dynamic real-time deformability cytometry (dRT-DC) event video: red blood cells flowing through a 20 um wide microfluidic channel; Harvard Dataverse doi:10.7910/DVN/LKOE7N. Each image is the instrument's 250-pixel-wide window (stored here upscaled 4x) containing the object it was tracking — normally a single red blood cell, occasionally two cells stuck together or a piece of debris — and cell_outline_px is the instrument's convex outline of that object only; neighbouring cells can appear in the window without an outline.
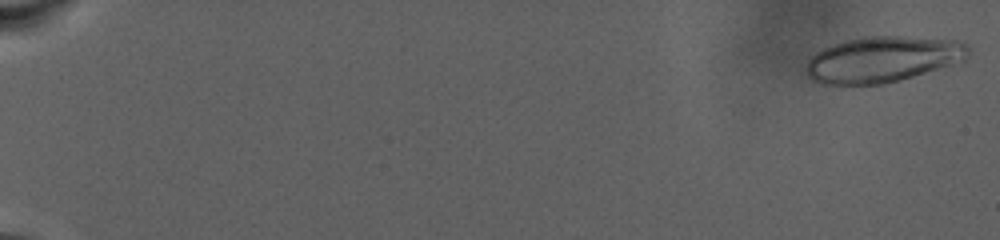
{"species": "human", "species_latin": "Homo sapiens", "temperature_condition": "warm", "stored_images_in_passage": 88, "camera_frame_rate_fps": 3000, "um_per_image_px": 0.085, "donor": {"sex": "male"}, "frame": {"image": 1, "passage_image": 2, "time_ms": 0.333, "image_size_px": [1000, 240], "cell_outline_px": [[968, 56], [964, 60], [952, 64], [900, 80], [884, 84], [820, 84], [812, 80], [804, 72], [804, 68], [808, 60], [816, 52], [832, 44], [844, 40], [864, 36], [904, 36], [956, 40], [968, 44]], "centroid_in_image_um": [74.98, 5.04], "position_along_channel_um": 10.0, "area_um2": 43.47}}
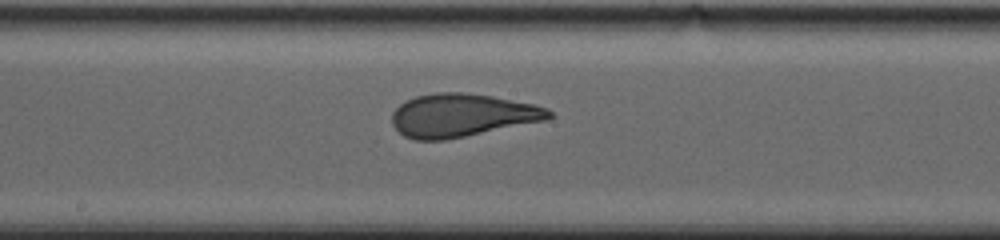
{"frame": {"image": 2, "passage_image": 52, "time_ms": 17.0, "image_size_px": [1000, 240], "cell_outline_px": [[552, 116], [548, 120], [444, 140], [416, 140], [404, 136], [392, 124], [392, 112], [400, 104], [416, 96], [436, 92], [460, 92], [492, 96], [536, 104], [548, 108], [552, 112]], "centroid_in_image_um": [39.29, 9.8], "position_along_channel_um": 208.9, "area_um2": 39.42}}
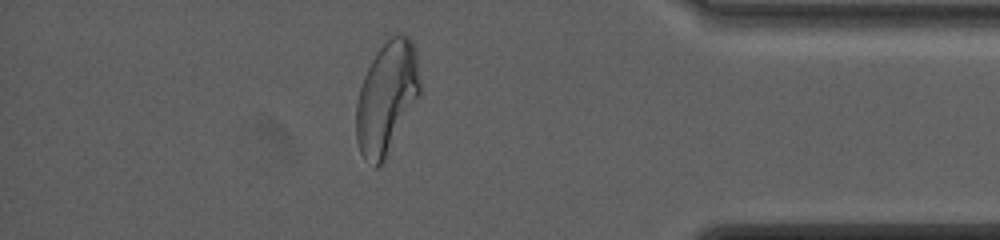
{"frame": {"image": 3, "passage_image": 78, "time_ms": 25.667, "image_size_px": [1000, 240], "cell_outline_px": [[420, 96], [380, 168], [376, 168], [364, 160], [360, 152], [356, 140], [356, 104], [360, 88], [364, 76], [376, 52], [396, 32], [400, 32], [408, 36], [412, 40], [416, 48], [420, 80]], "centroid_in_image_um": [32.88, 8.31], "position_along_channel_um": 402.3, "area_um2": 42.08}, "authors_computed_cell_mechanics": {"area_um2": 41.5582, "velocity_mm_per_s": 2.4994, "shape_relaxation_time_tau1_ms": null, "shape_relaxation_time_tau2_ms": 1.4129, "deformation_change_tau1": null, "deformation_change_tau2": 0.0937}}